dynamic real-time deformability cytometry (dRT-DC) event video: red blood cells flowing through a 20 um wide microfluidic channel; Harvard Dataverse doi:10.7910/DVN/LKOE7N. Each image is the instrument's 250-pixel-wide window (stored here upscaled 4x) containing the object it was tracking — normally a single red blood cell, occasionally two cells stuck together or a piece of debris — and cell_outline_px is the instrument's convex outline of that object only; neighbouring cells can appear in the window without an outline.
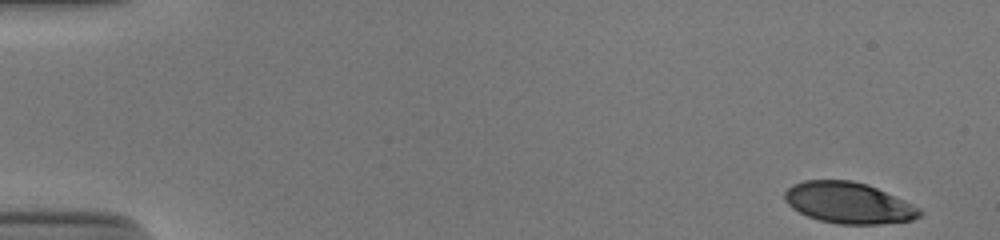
{"species": "human", "species_latin": "Homo sapiens", "temperature_condition": "cold", "stored_images_in_passage": 52, "camera_frame_rate_fps": 3000, "um_per_image_px": 0.085, "donor": {"sex": "male"}, "frame": {"image": 1, "passage_image": 1, "time_ms": 0.0, "image_size_px": [1000, 240], "cell_outline_px": [[924, 212], [920, 216], [912, 220], [880, 224], [840, 224], [820, 220], [808, 216], [792, 208], [784, 200], [784, 192], [792, 184], [804, 180], [852, 180], [868, 184], [904, 200], [920, 208]], "centroid_in_image_um": [72.13, 17.23], "position_along_channel_um": 12.9, "area_um2": 32.43}}
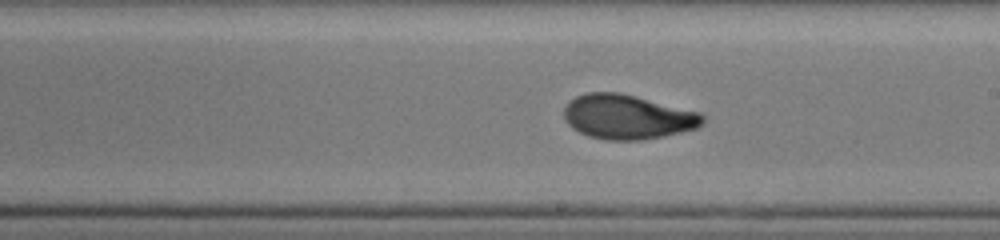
{"frame": {"image": 2, "passage_image": 30, "time_ms": 9.667, "image_size_px": [1000, 240], "cell_outline_px": [[704, 124], [696, 128], [664, 136], [640, 140], [608, 140], [588, 136], [572, 128], [564, 120], [564, 108], [576, 96], [588, 92], [620, 92], [700, 112], [704, 116]], "centroid_in_image_um": [53.34, 9.93], "position_along_channel_um": 235.7, "area_um2": 35.95}}
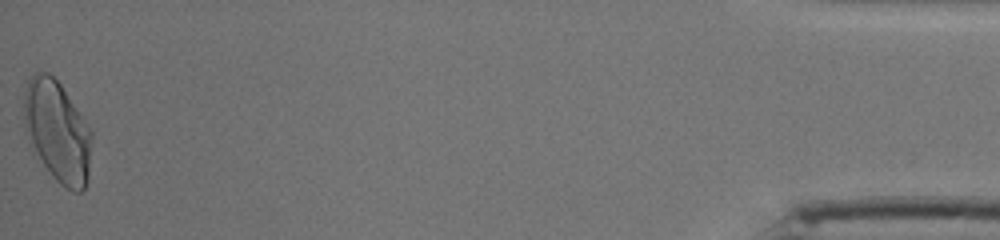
{"frame": {"image": 3, "passage_image": 52, "time_ms": 17.0, "image_size_px": [1000, 240], "cell_outline_px": [[92, 136], [88, 180], [84, 188], [80, 192], [72, 192], [64, 188], [52, 176], [28, 140], [24, 132], [24, 92], [28, 80], [36, 72], [48, 72], [60, 84], [92, 128]], "centroid_in_image_um": [4.89, 11.17], "position_along_channel_um": 430.3, "area_um2": 40.17}, "authors_computed_cell_mechanics": {"area_um2": 35.1713, "velocity_mm_per_s": 3.8497, "shape_relaxation_time_tau1_ms": 4.4545, "shape_relaxation_time_tau2_ms": 1.1715, "deformation_change_tau1": 0.1869, "deformation_change_tau2": 0.0625}}